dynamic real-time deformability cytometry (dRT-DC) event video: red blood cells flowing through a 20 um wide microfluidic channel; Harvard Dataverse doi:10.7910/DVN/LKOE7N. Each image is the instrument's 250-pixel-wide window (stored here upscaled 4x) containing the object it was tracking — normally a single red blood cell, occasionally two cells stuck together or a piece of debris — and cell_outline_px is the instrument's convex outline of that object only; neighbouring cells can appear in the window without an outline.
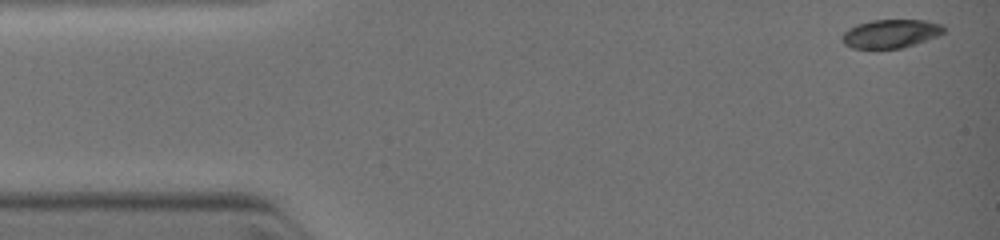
{"species": "common noctule bat (a hibernating species)", "species_latin": "Nyctalus noctula", "temperature_condition": "warm", "stored_images_in_passage": 24, "camera_frame_rate_fps": 3000, "um_per_image_px": 0.085, "animal": {"sex": "female", "body_mass_g": 19.0, "forearm_length_mm": 51.5}, "frame": {"image": 1, "passage_image": 1, "time_ms": 0.0, "image_size_px": [1000, 240], "cell_outline_px": [[944, 32], [936, 36], [900, 48], [852, 48], [844, 44], [840, 40], [840, 36], [848, 28], [856, 24], [872, 20], [924, 20], [940, 24], [944, 28]], "centroid_in_image_um": [75.62, 2.85], "position_along_channel_um": 9.4, "area_um2": 16.7}}
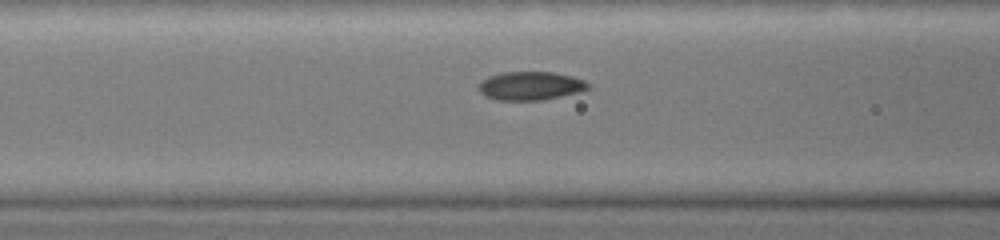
{"frame": {"image": 2, "passage_image": 18, "time_ms": 4.333, "image_size_px": [1000, 240], "cell_outline_px": [[588, 88], [580, 92], [544, 100], [496, 100], [484, 96], [480, 92], [480, 84], [488, 76], [504, 72], [552, 72], [572, 76], [584, 80], [588, 84]], "centroid_in_image_um": [45.1, 7.3], "position_along_channel_um": 121.5, "area_um2": 18.09}}
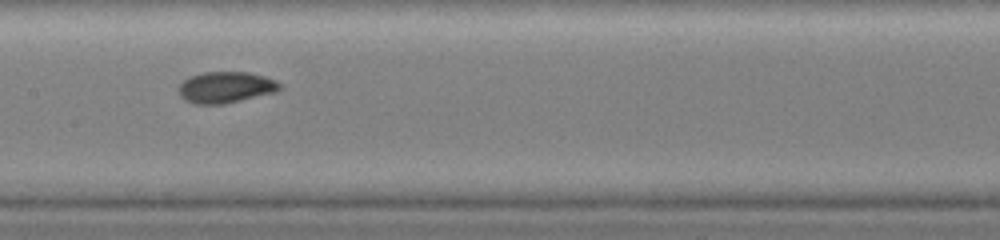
{"frame": {"image": 3, "passage_image": 23, "time_ms": 5.667, "image_size_px": [1000, 240], "cell_outline_px": [[280, 88], [276, 92], [224, 104], [196, 104], [184, 100], [180, 96], [180, 84], [184, 80], [192, 76], [204, 72], [248, 72], [264, 76], [276, 80], [280, 84]], "centroid_in_image_um": [19.2, 7.42], "position_along_channel_um": 188.2, "area_um2": 18.26}}